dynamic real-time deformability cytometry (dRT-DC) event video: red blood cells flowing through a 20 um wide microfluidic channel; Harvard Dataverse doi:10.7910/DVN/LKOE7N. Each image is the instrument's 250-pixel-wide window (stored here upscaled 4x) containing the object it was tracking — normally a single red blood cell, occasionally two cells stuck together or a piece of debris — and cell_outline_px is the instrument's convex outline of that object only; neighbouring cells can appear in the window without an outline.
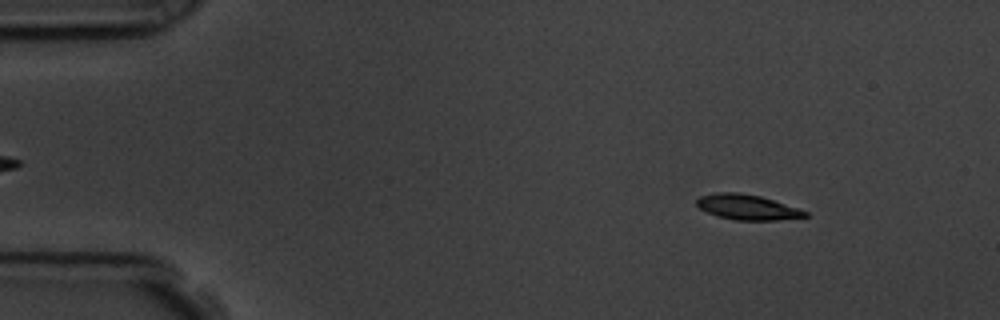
{"species": "common noctule bat (a hibernating species)", "species_latin": "Nyctalus noctula", "temperature_condition": "room temperature", "stored_images_in_passage": 53, "camera_frame_rate_fps": 3000, "um_per_image_px": 0.085, "animal": {"sex": "male", "body_mass_g": 19.5, "forearm_length_mm": 54.6}, "frame": {"image": 1, "passage_image": 3, "time_ms": 0.667, "image_size_px": [1000, 320], "cell_outline_px": [[808, 216], [776, 220], [736, 220], [716, 216], [700, 208], [696, 204], [696, 200], [700, 196], [716, 192], [740, 192], [760, 196], [808, 212]], "centroid_in_image_um": [63.46, 17.6], "position_along_channel_um": 21.5, "area_um2": 15.72}}
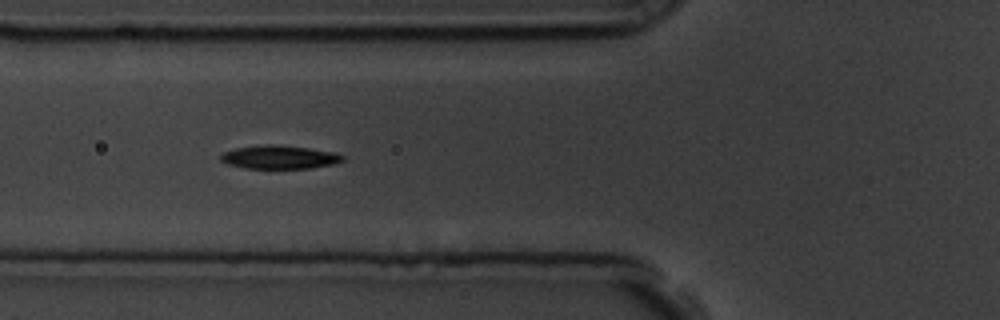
{"frame": {"image": 2, "passage_image": 17, "time_ms": 5.333, "image_size_px": [1000, 320], "cell_outline_px": [[344, 160], [332, 164], [312, 168], [244, 168], [228, 164], [220, 160], [220, 156], [224, 152], [236, 148], [260, 144], [276, 144], [308, 148], [332, 152], [344, 156]], "centroid_in_image_um": [23.72, 13.35], "position_along_channel_um": 102.1, "area_um2": 16.59}}
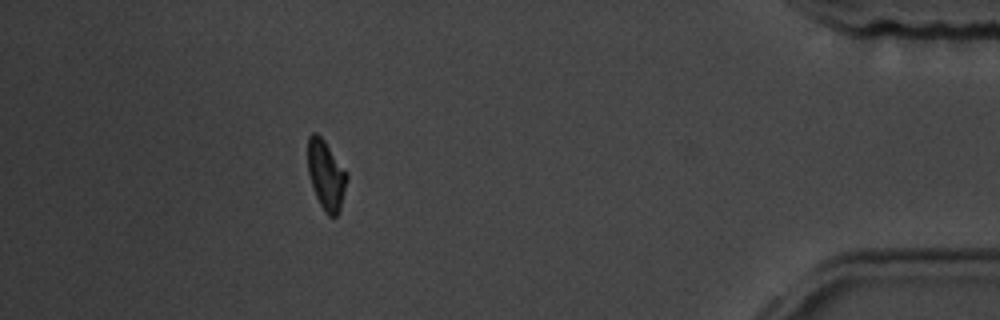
{"frame": {"image": 3, "passage_image": 47, "time_ms": 15.333, "image_size_px": [1000, 320], "cell_outline_px": [[348, 176], [340, 208], [336, 216], [328, 216], [324, 212], [316, 196], [308, 172], [308, 136], [312, 132], [316, 132], [324, 140], [348, 172]], "centroid_in_image_um": [27.72, 14.85], "position_along_channel_um": 407.5, "area_um2": 15.72}, "authors_computed_cell_mechanics": {"area_um2": 16.1262, "velocity_mm_per_s": 3.5761, "shape_relaxation_time_tau1_ms": 4.1935, "shape_relaxation_time_tau2_ms": null, "deformation_change_tau1": 0.2111, "deformation_change_tau2": null}}